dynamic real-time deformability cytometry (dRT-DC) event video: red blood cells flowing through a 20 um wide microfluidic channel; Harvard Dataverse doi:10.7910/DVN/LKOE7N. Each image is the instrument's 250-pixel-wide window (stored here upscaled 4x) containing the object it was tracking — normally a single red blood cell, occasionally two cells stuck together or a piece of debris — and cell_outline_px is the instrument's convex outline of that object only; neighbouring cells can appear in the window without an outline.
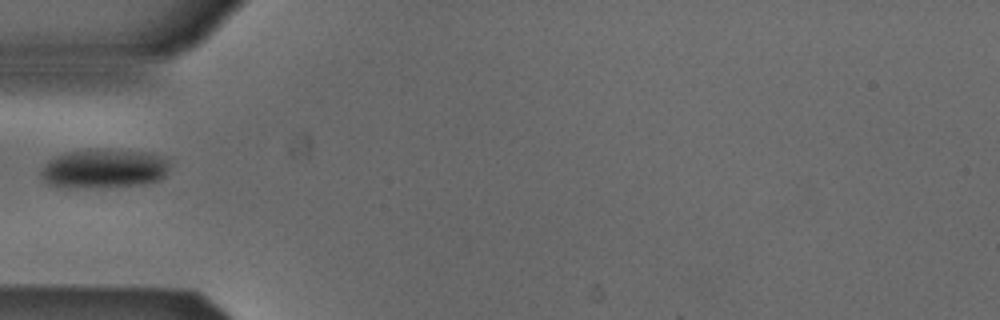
{"species": "Egyptian fruit bat (a non-hibernating species)", "species_latin": "Rousettus aegyptiacus", "temperature_condition": "cold", "stored_images_in_passage": 31, "camera_frame_rate_fps": 3000, "um_per_image_px": 0.085, "animal": {"sex": "male"}, "frame": {"image": 1, "passage_image": 1, "time_ms": 0.0, "image_size_px": [1000, 320], "cell_outline_px": [[168, 168], [164, 176], [160, 180], [140, 184], [76, 188], [64, 188], [48, 184], [40, 176], [40, 168], [48, 160], [64, 152], [92, 148], [108, 148], [152, 152], [164, 156], [168, 160]], "centroid_in_image_um": [8.8, 14.29], "position_along_channel_um": 76.2, "area_um2": 30.06}}